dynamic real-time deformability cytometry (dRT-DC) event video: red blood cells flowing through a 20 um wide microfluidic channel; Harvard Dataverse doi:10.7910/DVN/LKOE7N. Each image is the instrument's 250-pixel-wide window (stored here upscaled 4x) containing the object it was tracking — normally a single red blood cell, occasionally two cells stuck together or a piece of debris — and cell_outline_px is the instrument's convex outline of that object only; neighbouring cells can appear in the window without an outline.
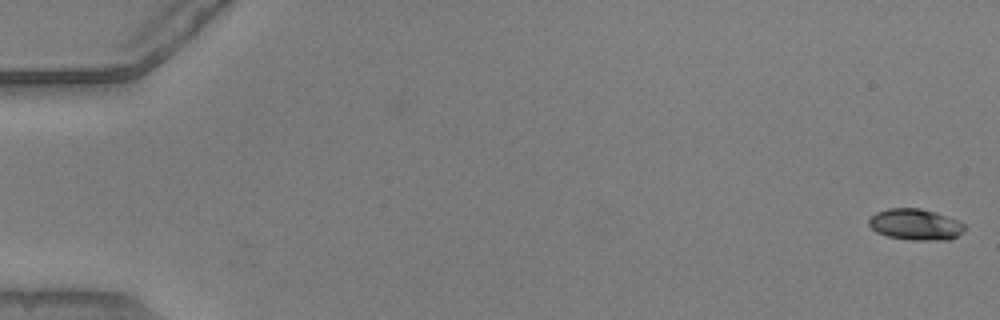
{"species": "common noctule bat (a hibernating species)", "species_latin": "Nyctalus noctula", "temperature_condition": "warm", "stored_images_in_passage": 53, "camera_frame_rate_fps": 3000, "um_per_image_px": 0.085, "animal": {"sex": "male", "body_mass_g": 20.5, "forearm_length_mm": 52.5}, "frame": {"image": 1, "passage_image": 1, "time_ms": 0.0, "image_size_px": [1000, 320], "cell_outline_px": [[968, 228], [964, 232], [948, 240], [912, 240], [888, 236], [876, 232], [868, 224], [868, 220], [876, 212], [888, 208], [920, 208], [936, 212], [956, 220], [964, 224]], "centroid_in_image_um": [77.83, 19.08], "position_along_channel_um": 7.2, "area_um2": 17.46}}
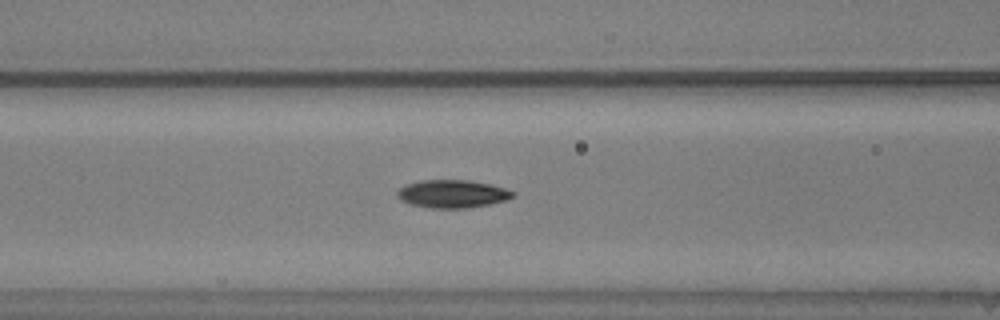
{"frame": {"image": 2, "passage_image": 23, "time_ms": 7.333, "image_size_px": [1000, 320], "cell_outline_px": [[512, 196], [508, 200], [488, 204], [464, 208], [432, 208], [412, 204], [400, 200], [396, 196], [396, 192], [404, 184], [420, 180], [468, 180], [488, 184], [504, 188], [512, 192]], "centroid_in_image_um": [38.38, 16.47], "position_along_channel_um": 128.2, "area_um2": 18.61}}
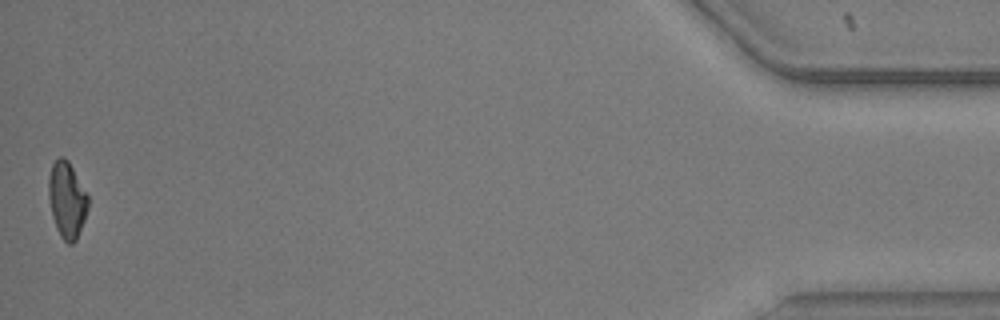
{"frame": {"image": 3, "passage_image": 53, "time_ms": 17.333, "image_size_px": [1000, 320], "cell_outline_px": [[88, 208], [84, 220], [76, 240], [72, 244], [68, 244], [60, 236], [56, 228], [52, 216], [48, 196], [48, 176], [52, 164], [60, 156], [64, 156], [68, 160], [88, 196]], "centroid_in_image_um": [5.67, 16.99], "position_along_channel_um": 429.5, "area_um2": 17.51}, "authors_computed_cell_mechanics": {"area_um2": 17.629, "velocity_mm_per_s": 3.8997, "shape_relaxation_time_tau1_ms": 4.1171, "shape_relaxation_time_tau2_ms": 6.3286, "deformation_change_tau1": 0.1395, "deformation_change_tau2": 0.1416}}